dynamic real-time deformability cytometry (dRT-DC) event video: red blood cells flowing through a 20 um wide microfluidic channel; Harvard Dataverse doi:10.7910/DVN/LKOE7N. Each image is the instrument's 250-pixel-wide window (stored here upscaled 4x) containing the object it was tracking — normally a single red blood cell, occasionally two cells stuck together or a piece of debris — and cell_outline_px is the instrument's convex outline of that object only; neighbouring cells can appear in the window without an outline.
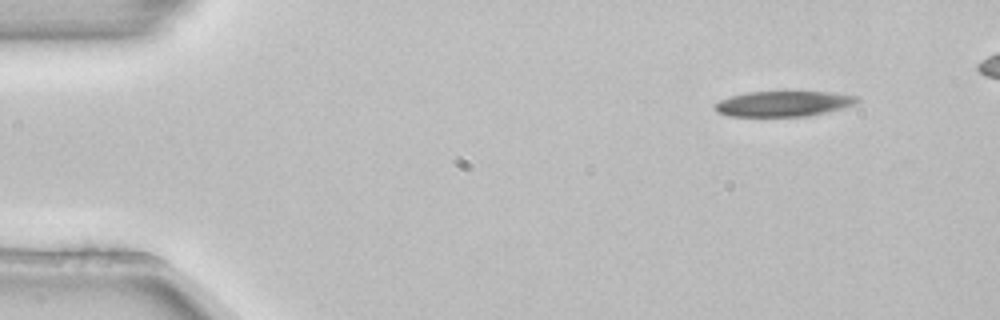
{"species": "common noctule bat (a hibernating species)", "species_latin": "Nyctalus noctula", "temperature_condition": "room temperature", "stored_images_in_passage": 5, "camera_frame_rate_fps": 3000, "um_per_image_px": 0.085, "animal": {"sex": "female", "body_mass_g": 22.7, "forearm_length_mm": 54.2}, "frame": {"image": 1, "passage_image": 1, "time_ms": 0.0, "image_size_px": [1000, 320], "cell_outline_px": [[860, 100], [856, 104], [808, 116], [728, 116], [716, 112], [712, 108], [712, 104], [720, 100], [732, 96], [748, 92], [832, 92], [860, 96]], "centroid_in_image_um": [66.57, 8.81], "position_along_channel_um": 18.4, "area_um2": 21.1}}